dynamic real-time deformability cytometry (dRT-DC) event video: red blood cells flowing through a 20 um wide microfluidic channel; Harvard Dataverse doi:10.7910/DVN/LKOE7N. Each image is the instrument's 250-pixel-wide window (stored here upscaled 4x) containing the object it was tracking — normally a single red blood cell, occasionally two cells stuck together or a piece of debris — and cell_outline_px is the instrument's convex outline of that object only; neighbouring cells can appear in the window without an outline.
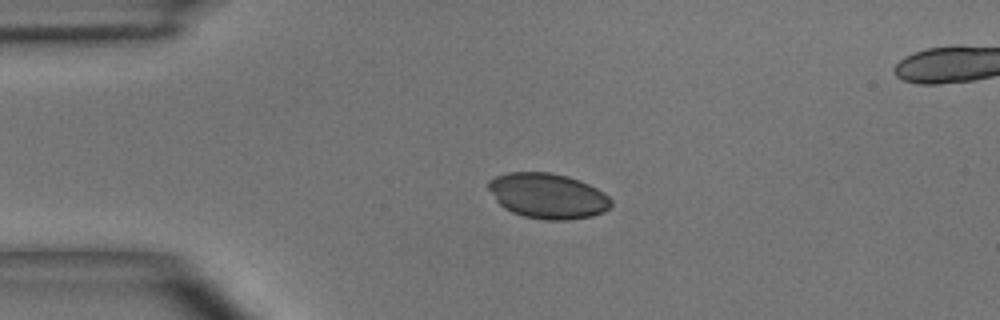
{"species": "common noctule bat (a hibernating species)", "species_latin": "Nyctalus noctula", "temperature_condition": "room temperature", "stored_images_in_passage": 4, "segment_of_instrument_passage": [1, 2], "camera_frame_rate_fps": 3000, "um_per_image_px": 0.085, "animal": {"sex": "male", "body_mass_g": 15.6}, "frame": {"image": 1, "passage_image": 3, "time_ms": 2.333, "image_size_px": [1000, 320], "cell_outline_px": [[612, 204], [604, 212], [592, 216], [564, 220], [544, 220], [524, 216], [512, 212], [504, 208], [496, 200], [488, 188], [488, 180], [496, 176], [508, 172], [548, 172], [568, 176], [580, 180], [604, 192], [612, 200]], "centroid_in_image_um": [46.56, 16.64], "position_along_channel_um": 38.4, "area_um2": 32.43}}